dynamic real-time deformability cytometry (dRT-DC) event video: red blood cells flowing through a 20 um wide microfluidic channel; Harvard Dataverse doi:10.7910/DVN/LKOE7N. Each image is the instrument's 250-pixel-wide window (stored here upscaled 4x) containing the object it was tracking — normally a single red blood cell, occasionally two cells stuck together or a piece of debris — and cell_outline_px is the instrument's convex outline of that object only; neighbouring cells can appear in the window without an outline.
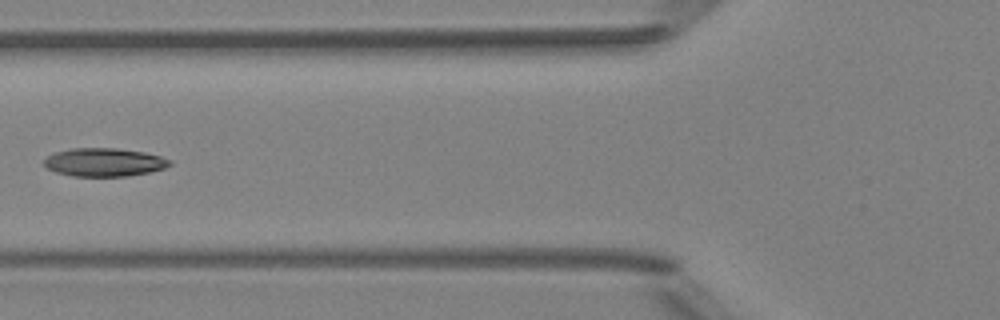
{"species": "Egyptian fruit bat (a non-hibernating species)", "species_latin": "Rousettus aegyptiacus", "temperature_condition": "room temperature", "stored_images_in_passage": 7, "camera_frame_rate_fps": 3000, "um_per_image_px": 0.085, "animal": {"sex": "female"}, "frame": {"image": 1, "passage_image": 7, "time_ms": 6.667, "image_size_px": [1000, 320], "cell_outline_px": [[172, 164], [164, 168], [148, 172], [124, 176], [72, 176], [56, 172], [48, 168], [44, 164], [44, 160], [48, 156], [56, 152], [72, 148], [116, 148], [144, 152], [160, 156], [172, 160]], "centroid_in_image_um": [8.87, 13.78], "position_along_channel_um": 116.9, "area_um2": 20.58}}